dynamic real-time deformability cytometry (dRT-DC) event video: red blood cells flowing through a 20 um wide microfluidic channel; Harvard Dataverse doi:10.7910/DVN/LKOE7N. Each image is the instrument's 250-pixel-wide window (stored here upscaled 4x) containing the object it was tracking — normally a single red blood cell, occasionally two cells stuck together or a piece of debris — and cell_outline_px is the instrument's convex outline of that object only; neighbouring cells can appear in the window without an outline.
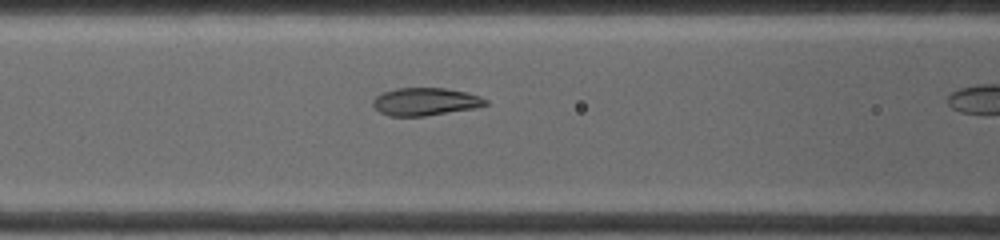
{"species": "common noctule bat (a hibernating species)", "species_latin": "Nyctalus noctula", "temperature_condition": "warm", "stored_images_in_passage": 14, "camera_frame_rate_fps": 4500, "um_per_image_px": 0.085, "animal": {"sex": "female", "body_mass_g": 19.0, "forearm_length_mm": 53.3}, "frame": {"image": 1, "passage_image": 10, "time_ms": 4.0, "image_size_px": [1000, 240], "cell_outline_px": [[488, 104], [476, 108], [424, 116], [388, 116], [380, 112], [372, 104], [372, 100], [376, 96], [384, 92], [396, 88], [444, 88], [464, 92], [480, 96], [488, 100]], "centroid_in_image_um": [36.15, 8.64], "position_along_channel_um": 130.5, "area_um2": 18.15}}